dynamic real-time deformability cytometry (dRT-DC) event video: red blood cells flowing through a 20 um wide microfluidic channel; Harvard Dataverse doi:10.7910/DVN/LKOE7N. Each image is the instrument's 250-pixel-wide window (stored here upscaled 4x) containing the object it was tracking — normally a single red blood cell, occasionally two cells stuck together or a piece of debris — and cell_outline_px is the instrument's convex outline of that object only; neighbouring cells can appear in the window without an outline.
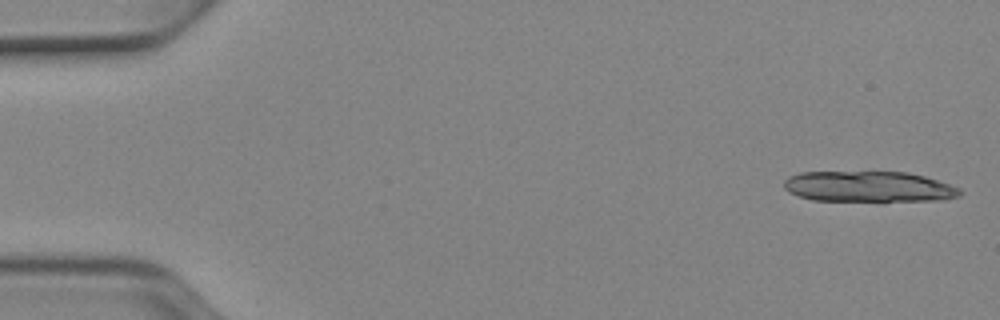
{"species": "Egyptian fruit bat (a non-hibernating species)", "species_latin": "Rousettus aegyptiacus", "temperature_condition": "cold", "stored_images_in_passage": 14, "camera_frame_rate_fps": 3000, "um_per_image_px": 0.085, "animal": {"sex": "female"}, "frame": {"image": 1, "passage_image": 1, "time_ms": 0.0, "image_size_px": [1000, 320], "cell_outline_px": [[964, 192], [960, 196], [944, 200], [884, 204], [812, 200], [788, 192], [784, 188], [784, 180], [788, 176], [800, 172], [908, 172], [924, 176], [960, 188]], "centroid_in_image_um": [73.89, 15.93], "position_along_channel_um": 11.1, "area_um2": 33.23}}